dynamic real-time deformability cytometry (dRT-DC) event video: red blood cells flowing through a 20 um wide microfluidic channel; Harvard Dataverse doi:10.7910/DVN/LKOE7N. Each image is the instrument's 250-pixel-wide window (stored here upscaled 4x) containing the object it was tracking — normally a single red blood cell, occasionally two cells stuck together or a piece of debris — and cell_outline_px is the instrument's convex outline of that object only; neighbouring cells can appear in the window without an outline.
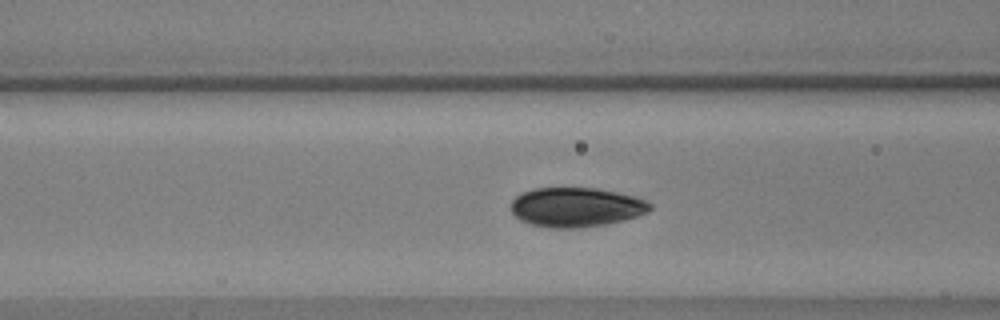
{"species": "common noctule bat (a hibernating species)", "species_latin": "Nyctalus noctula", "temperature_condition": "warm", "stored_images_in_passage": 49, "camera_frame_rate_fps": 3000, "um_per_image_px": 0.085, "animal": {"sex": "male", "body_mass_g": 17.9, "forearm_length_mm": 54.2}, "frame": {"image": 1, "passage_image": 15, "time_ms": 4.667, "image_size_px": [1000, 320], "cell_outline_px": [[652, 208], [648, 212], [624, 220], [604, 224], [580, 228], [552, 228], [528, 224], [520, 220], [512, 212], [512, 200], [520, 192], [532, 188], [596, 188], [636, 196], [652, 204]], "centroid_in_image_um": [48.95, 17.61], "position_along_channel_um": 117.6, "area_um2": 32.08}}
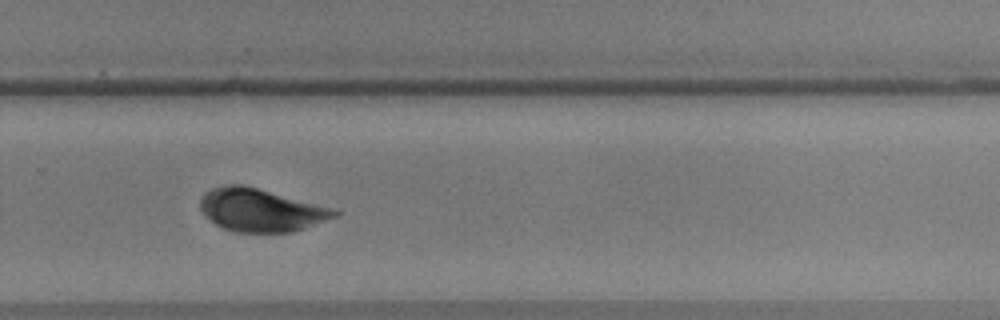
{"frame": {"image": 2, "passage_image": 31, "time_ms": 10.0, "image_size_px": [1000, 320], "cell_outline_px": [[340, 212], [336, 216], [304, 228], [292, 232], [236, 232], [224, 228], [216, 224], [204, 216], [200, 208], [200, 200], [204, 192], [212, 188], [224, 184], [244, 184], [336, 208]], "centroid_in_image_um": [22.16, 17.83], "position_along_channel_um": 307.6, "area_um2": 33.81}}
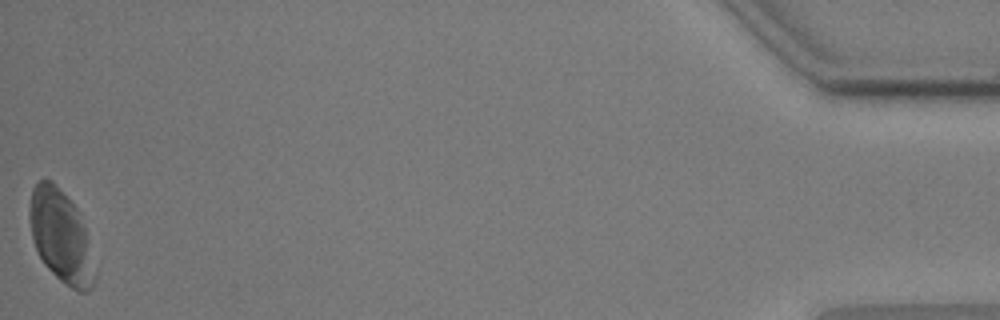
{"frame": {"image": 3, "passage_image": 49, "time_ms": 16.0, "image_size_px": [1000, 320], "cell_outline_px": [[96, 280], [92, 288], [88, 292], [80, 292], [72, 288], [60, 280], [44, 264], [32, 240], [28, 220], [28, 208], [32, 188], [40, 180], [52, 180], [56, 184], [80, 212], [88, 236], [96, 272]], "centroid_in_image_um": [5.18, 20.09], "position_along_channel_um": 430.0, "area_um2": 35.6}}